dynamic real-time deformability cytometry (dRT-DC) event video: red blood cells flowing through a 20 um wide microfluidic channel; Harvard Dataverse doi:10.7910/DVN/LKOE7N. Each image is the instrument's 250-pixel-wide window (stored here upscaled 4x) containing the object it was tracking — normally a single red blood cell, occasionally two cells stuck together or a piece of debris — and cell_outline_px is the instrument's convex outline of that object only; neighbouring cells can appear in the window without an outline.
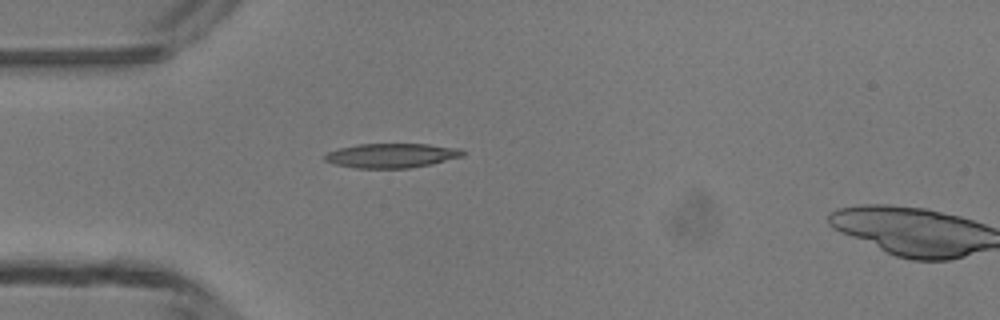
{"species": "common noctule bat (a hibernating species)", "species_latin": "Nyctalus noctula", "temperature_condition": "room temperature", "stored_images_in_passage": 6, "camera_frame_rate_fps": 3000, "um_per_image_px": 0.085, "animal": {"sex": "male", "body_mass_g": 13.3}, "frame": {"image": 1, "passage_image": 5, "time_ms": 4.667, "image_size_px": [1000, 320], "cell_outline_px": [[464, 156], [432, 164], [408, 168], [356, 168], [336, 164], [324, 160], [324, 156], [328, 152], [340, 148], [356, 144], [428, 144], [460, 148], [464, 152]], "centroid_in_image_um": [33.31, 13.22], "position_along_channel_um": 51.7, "area_um2": 19.59}}